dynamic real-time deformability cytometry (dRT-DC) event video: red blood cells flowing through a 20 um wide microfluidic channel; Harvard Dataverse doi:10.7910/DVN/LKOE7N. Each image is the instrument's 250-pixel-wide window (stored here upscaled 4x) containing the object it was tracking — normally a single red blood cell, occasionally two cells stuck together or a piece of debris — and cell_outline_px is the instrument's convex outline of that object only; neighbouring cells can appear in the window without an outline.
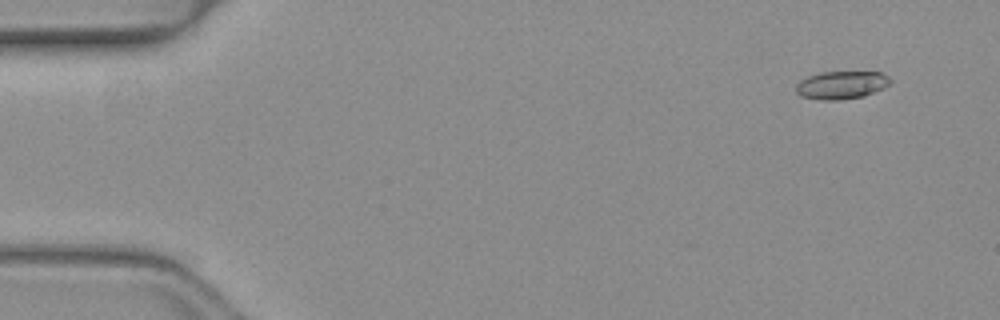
{"species": "common noctule bat (a hibernating species)", "species_latin": "Nyctalus noctula", "temperature_condition": "warm", "stored_images_in_passage": 15, "camera_frame_rate_fps": 3000, "um_per_image_px": 0.085, "animal": {"sex": "female", "body_mass_g": 19.3, "forearm_length_mm": 54.1}, "frame": {"image": 1, "passage_image": 4, "time_ms": 1.0, "image_size_px": [1000, 320], "cell_outline_px": [[892, 84], [884, 88], [864, 96], [836, 100], [820, 100], [800, 96], [796, 92], [796, 84], [800, 80], [808, 76], [820, 72], [880, 72], [888, 76], [892, 80]], "centroid_in_image_um": [71.53, 7.22], "position_along_channel_um": 13.5, "area_um2": 15.49}}
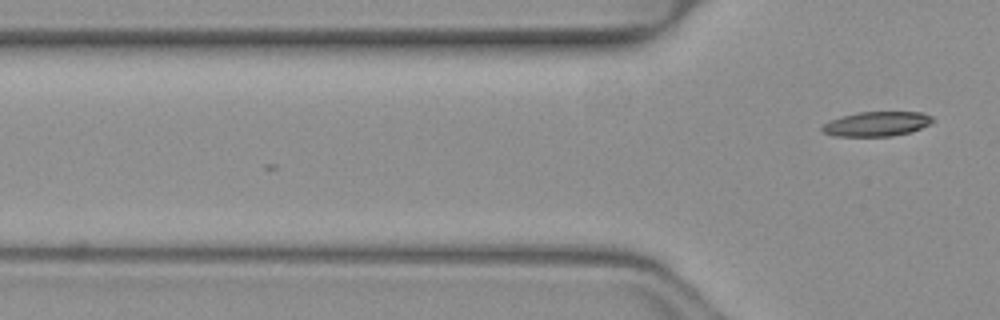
{"frame": {"image": 2, "passage_image": 15, "time_ms": 4.667, "image_size_px": [1000, 320], "cell_outline_px": [[932, 124], [912, 132], [892, 136], [832, 136], [824, 132], [820, 128], [824, 124], [840, 116], [856, 112], [924, 112], [932, 116]], "centroid_in_image_um": [74.55, 10.53], "position_along_channel_um": 51.3, "area_um2": 16.01}}